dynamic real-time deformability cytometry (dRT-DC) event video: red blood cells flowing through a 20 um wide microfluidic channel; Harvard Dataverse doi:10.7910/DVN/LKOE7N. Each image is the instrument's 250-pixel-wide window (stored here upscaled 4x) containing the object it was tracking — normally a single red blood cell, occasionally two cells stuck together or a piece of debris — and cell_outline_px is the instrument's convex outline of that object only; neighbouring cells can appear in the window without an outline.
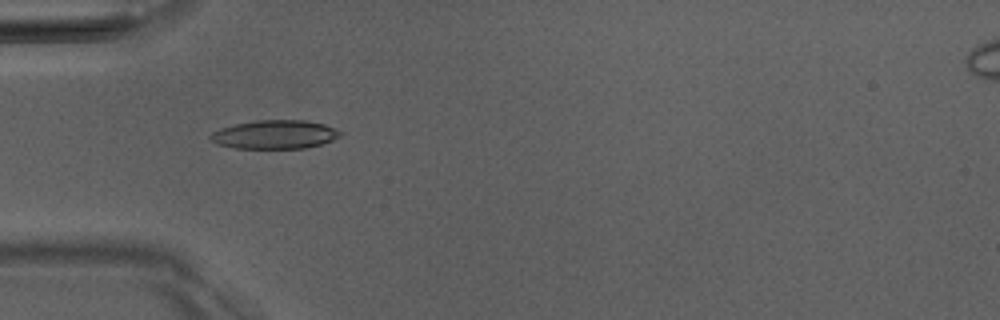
{"species": "Egyptian fruit bat (a non-hibernating species)", "species_latin": "Rousettus aegyptiacus", "temperature_condition": "room temperature", "stored_images_in_passage": 7, "camera_frame_rate_fps": 3000, "um_per_image_px": 0.085, "animal": {"sex": "male"}, "frame": {"image": 1, "passage_image": 5, "time_ms": 4.667, "image_size_px": [1000, 320], "cell_outline_px": [[344, 132], [340, 136], [332, 140], [320, 144], [304, 148], [236, 148], [216, 144], [208, 136], [212, 132], [220, 128], [236, 124], [256, 120], [304, 120], [324, 124]], "centroid_in_image_um": [23.35, 11.43], "position_along_channel_um": 61.6, "area_um2": 21.62}}